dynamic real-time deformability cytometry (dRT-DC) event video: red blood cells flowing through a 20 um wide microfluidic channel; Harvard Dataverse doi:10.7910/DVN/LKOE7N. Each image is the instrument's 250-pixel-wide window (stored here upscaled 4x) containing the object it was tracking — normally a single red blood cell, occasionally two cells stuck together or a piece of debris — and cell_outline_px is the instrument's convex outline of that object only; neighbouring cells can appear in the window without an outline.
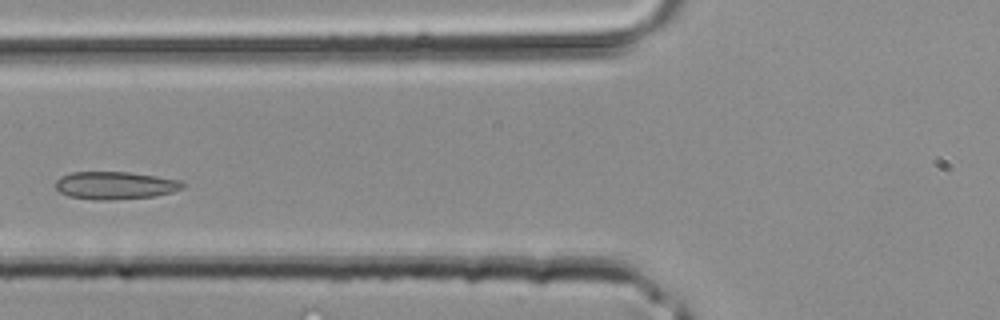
{"species": "common noctule bat (a hibernating species)", "species_latin": "Nyctalus noctula", "temperature_condition": "room temperature", "stored_images_in_passage": 25, "camera_frame_rate_fps": 3000, "um_per_image_px": 0.085, "animal": {"sex": "male", "body_mass_g": 20.4}, "frame": {"image": 1, "passage_image": 6, "time_ms": 1.667, "image_size_px": [1000, 320], "cell_outline_px": [[184, 188], [172, 192], [152, 196], [112, 200], [96, 200], [68, 196], [60, 192], [56, 188], [56, 180], [60, 176], [72, 172], [128, 172], [156, 176], [180, 180], [184, 184]], "centroid_in_image_um": [9.77, 15.76], "position_along_channel_um": 116.0, "area_um2": 20.46}}
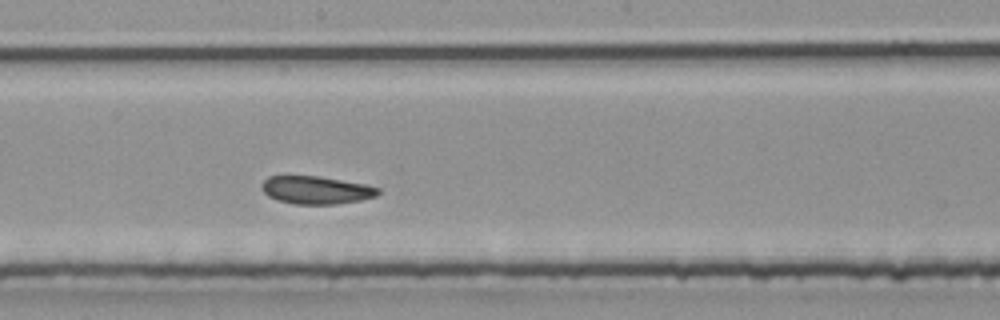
{"frame": {"image": 2, "passage_image": 12, "time_ms": 3.667, "image_size_px": [1000, 320], "cell_outline_px": [[380, 192], [376, 196], [360, 200], [336, 204], [292, 204], [268, 196], [260, 188], [260, 184], [268, 176], [288, 172], [320, 176], [364, 184], [380, 188]], "centroid_in_image_um": [26.78, 16.1], "position_along_channel_um": 221.4, "area_um2": 19.65}}
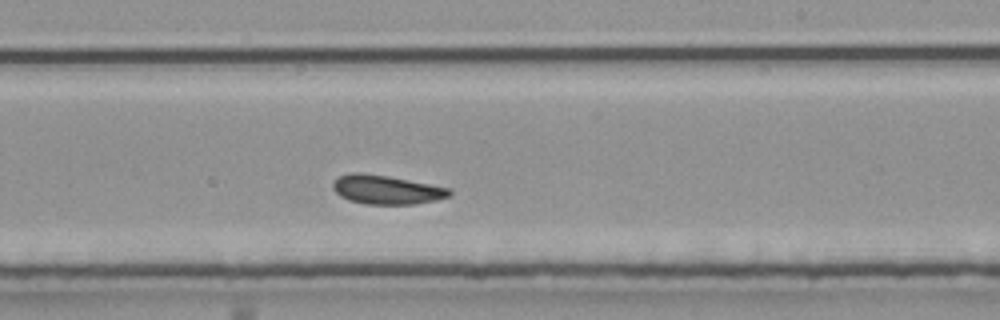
{"frame": {"image": 3, "passage_image": 14, "time_ms": 4.333, "image_size_px": [1000, 320], "cell_outline_px": [[452, 196], [436, 200], [416, 204], [364, 204], [348, 200], [340, 196], [332, 188], [332, 184], [340, 176], [352, 172], [360, 172], [388, 176], [448, 188], [452, 192]], "centroid_in_image_um": [32.84, 16.13], "position_along_channel_um": 256.2, "area_um2": 19.59}}